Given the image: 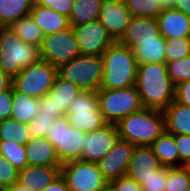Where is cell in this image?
Returning <instances> with one entry per match:
<instances>
[{
	"instance_id": "17",
	"label": "cell",
	"mask_w": 190,
	"mask_h": 191,
	"mask_svg": "<svg viewBox=\"0 0 190 191\" xmlns=\"http://www.w3.org/2000/svg\"><path fill=\"white\" fill-rule=\"evenodd\" d=\"M160 35L156 18L132 17L118 42L132 49L140 41L155 40Z\"/></svg>"
},
{
	"instance_id": "50",
	"label": "cell",
	"mask_w": 190,
	"mask_h": 191,
	"mask_svg": "<svg viewBox=\"0 0 190 191\" xmlns=\"http://www.w3.org/2000/svg\"><path fill=\"white\" fill-rule=\"evenodd\" d=\"M99 191H114V189L112 188V186L107 183L103 188H101Z\"/></svg>"
},
{
	"instance_id": "40",
	"label": "cell",
	"mask_w": 190,
	"mask_h": 191,
	"mask_svg": "<svg viewBox=\"0 0 190 191\" xmlns=\"http://www.w3.org/2000/svg\"><path fill=\"white\" fill-rule=\"evenodd\" d=\"M34 3L48 7L69 17L74 0H34Z\"/></svg>"
},
{
	"instance_id": "31",
	"label": "cell",
	"mask_w": 190,
	"mask_h": 191,
	"mask_svg": "<svg viewBox=\"0 0 190 191\" xmlns=\"http://www.w3.org/2000/svg\"><path fill=\"white\" fill-rule=\"evenodd\" d=\"M0 154L18 170L28 165L26 145H21L16 142L0 141Z\"/></svg>"
},
{
	"instance_id": "30",
	"label": "cell",
	"mask_w": 190,
	"mask_h": 191,
	"mask_svg": "<svg viewBox=\"0 0 190 191\" xmlns=\"http://www.w3.org/2000/svg\"><path fill=\"white\" fill-rule=\"evenodd\" d=\"M30 140L28 126L12 118L0 121V141L16 142L26 145Z\"/></svg>"
},
{
	"instance_id": "35",
	"label": "cell",
	"mask_w": 190,
	"mask_h": 191,
	"mask_svg": "<svg viewBox=\"0 0 190 191\" xmlns=\"http://www.w3.org/2000/svg\"><path fill=\"white\" fill-rule=\"evenodd\" d=\"M170 80L176 85L190 80V55L174 62H165Z\"/></svg>"
},
{
	"instance_id": "26",
	"label": "cell",
	"mask_w": 190,
	"mask_h": 191,
	"mask_svg": "<svg viewBox=\"0 0 190 191\" xmlns=\"http://www.w3.org/2000/svg\"><path fill=\"white\" fill-rule=\"evenodd\" d=\"M81 92L77 85L57 76L48 93L53 97L56 111H61L65 115L71 101Z\"/></svg>"
},
{
	"instance_id": "45",
	"label": "cell",
	"mask_w": 190,
	"mask_h": 191,
	"mask_svg": "<svg viewBox=\"0 0 190 191\" xmlns=\"http://www.w3.org/2000/svg\"><path fill=\"white\" fill-rule=\"evenodd\" d=\"M43 191H69L65 179L60 174L52 183L45 187Z\"/></svg>"
},
{
	"instance_id": "48",
	"label": "cell",
	"mask_w": 190,
	"mask_h": 191,
	"mask_svg": "<svg viewBox=\"0 0 190 191\" xmlns=\"http://www.w3.org/2000/svg\"><path fill=\"white\" fill-rule=\"evenodd\" d=\"M5 191H30L26 187H24L22 184H20L18 181L12 184L10 187H8Z\"/></svg>"
},
{
	"instance_id": "6",
	"label": "cell",
	"mask_w": 190,
	"mask_h": 191,
	"mask_svg": "<svg viewBox=\"0 0 190 191\" xmlns=\"http://www.w3.org/2000/svg\"><path fill=\"white\" fill-rule=\"evenodd\" d=\"M102 56L80 55L58 68V76L82 91H98L103 80Z\"/></svg>"
},
{
	"instance_id": "41",
	"label": "cell",
	"mask_w": 190,
	"mask_h": 191,
	"mask_svg": "<svg viewBox=\"0 0 190 191\" xmlns=\"http://www.w3.org/2000/svg\"><path fill=\"white\" fill-rule=\"evenodd\" d=\"M108 183L112 186L114 191H142V186L127 175L113 179Z\"/></svg>"
},
{
	"instance_id": "44",
	"label": "cell",
	"mask_w": 190,
	"mask_h": 191,
	"mask_svg": "<svg viewBox=\"0 0 190 191\" xmlns=\"http://www.w3.org/2000/svg\"><path fill=\"white\" fill-rule=\"evenodd\" d=\"M174 101L190 107V80L175 85Z\"/></svg>"
},
{
	"instance_id": "5",
	"label": "cell",
	"mask_w": 190,
	"mask_h": 191,
	"mask_svg": "<svg viewBox=\"0 0 190 191\" xmlns=\"http://www.w3.org/2000/svg\"><path fill=\"white\" fill-rule=\"evenodd\" d=\"M99 110L107 123L116 124L122 118L143 108L136 86L97 91Z\"/></svg>"
},
{
	"instance_id": "8",
	"label": "cell",
	"mask_w": 190,
	"mask_h": 191,
	"mask_svg": "<svg viewBox=\"0 0 190 191\" xmlns=\"http://www.w3.org/2000/svg\"><path fill=\"white\" fill-rule=\"evenodd\" d=\"M57 76L58 68L40 60L23 68L13 78L12 86L17 92L39 99L50 91Z\"/></svg>"
},
{
	"instance_id": "37",
	"label": "cell",
	"mask_w": 190,
	"mask_h": 191,
	"mask_svg": "<svg viewBox=\"0 0 190 191\" xmlns=\"http://www.w3.org/2000/svg\"><path fill=\"white\" fill-rule=\"evenodd\" d=\"M18 169L0 154V191L18 181Z\"/></svg>"
},
{
	"instance_id": "20",
	"label": "cell",
	"mask_w": 190,
	"mask_h": 191,
	"mask_svg": "<svg viewBox=\"0 0 190 191\" xmlns=\"http://www.w3.org/2000/svg\"><path fill=\"white\" fill-rule=\"evenodd\" d=\"M28 165L61 166L55 146L47 137H39L26 143Z\"/></svg>"
},
{
	"instance_id": "18",
	"label": "cell",
	"mask_w": 190,
	"mask_h": 191,
	"mask_svg": "<svg viewBox=\"0 0 190 191\" xmlns=\"http://www.w3.org/2000/svg\"><path fill=\"white\" fill-rule=\"evenodd\" d=\"M61 174V166L27 165L18 171V182L30 191H43Z\"/></svg>"
},
{
	"instance_id": "7",
	"label": "cell",
	"mask_w": 190,
	"mask_h": 191,
	"mask_svg": "<svg viewBox=\"0 0 190 191\" xmlns=\"http://www.w3.org/2000/svg\"><path fill=\"white\" fill-rule=\"evenodd\" d=\"M65 117L70 126L86 133L107 124L99 110L97 91H82L77 95L68 106Z\"/></svg>"
},
{
	"instance_id": "15",
	"label": "cell",
	"mask_w": 190,
	"mask_h": 191,
	"mask_svg": "<svg viewBox=\"0 0 190 191\" xmlns=\"http://www.w3.org/2000/svg\"><path fill=\"white\" fill-rule=\"evenodd\" d=\"M132 17L131 11L126 7L125 2L103 0L98 19L102 22L111 38L118 41L124 34Z\"/></svg>"
},
{
	"instance_id": "46",
	"label": "cell",
	"mask_w": 190,
	"mask_h": 191,
	"mask_svg": "<svg viewBox=\"0 0 190 191\" xmlns=\"http://www.w3.org/2000/svg\"><path fill=\"white\" fill-rule=\"evenodd\" d=\"M13 78L0 70V93L12 87Z\"/></svg>"
},
{
	"instance_id": "1",
	"label": "cell",
	"mask_w": 190,
	"mask_h": 191,
	"mask_svg": "<svg viewBox=\"0 0 190 191\" xmlns=\"http://www.w3.org/2000/svg\"><path fill=\"white\" fill-rule=\"evenodd\" d=\"M136 88L143 107L163 111L175 98V84L166 64L148 63L137 66Z\"/></svg>"
},
{
	"instance_id": "51",
	"label": "cell",
	"mask_w": 190,
	"mask_h": 191,
	"mask_svg": "<svg viewBox=\"0 0 190 191\" xmlns=\"http://www.w3.org/2000/svg\"><path fill=\"white\" fill-rule=\"evenodd\" d=\"M113 1H121V2H125L126 0H113Z\"/></svg>"
},
{
	"instance_id": "33",
	"label": "cell",
	"mask_w": 190,
	"mask_h": 191,
	"mask_svg": "<svg viewBox=\"0 0 190 191\" xmlns=\"http://www.w3.org/2000/svg\"><path fill=\"white\" fill-rule=\"evenodd\" d=\"M190 170L187 167H167L166 191H189Z\"/></svg>"
},
{
	"instance_id": "32",
	"label": "cell",
	"mask_w": 190,
	"mask_h": 191,
	"mask_svg": "<svg viewBox=\"0 0 190 191\" xmlns=\"http://www.w3.org/2000/svg\"><path fill=\"white\" fill-rule=\"evenodd\" d=\"M133 17L156 18L164 9L159 0H126Z\"/></svg>"
},
{
	"instance_id": "19",
	"label": "cell",
	"mask_w": 190,
	"mask_h": 191,
	"mask_svg": "<svg viewBox=\"0 0 190 191\" xmlns=\"http://www.w3.org/2000/svg\"><path fill=\"white\" fill-rule=\"evenodd\" d=\"M161 35L166 38H190V17L180 10L164 9L157 17Z\"/></svg>"
},
{
	"instance_id": "29",
	"label": "cell",
	"mask_w": 190,
	"mask_h": 191,
	"mask_svg": "<svg viewBox=\"0 0 190 191\" xmlns=\"http://www.w3.org/2000/svg\"><path fill=\"white\" fill-rule=\"evenodd\" d=\"M10 27L24 43L41 47L44 34L31 14L21 17Z\"/></svg>"
},
{
	"instance_id": "21",
	"label": "cell",
	"mask_w": 190,
	"mask_h": 191,
	"mask_svg": "<svg viewBox=\"0 0 190 191\" xmlns=\"http://www.w3.org/2000/svg\"><path fill=\"white\" fill-rule=\"evenodd\" d=\"M30 14L44 36L55 34L70 27L69 17L36 3L33 4Z\"/></svg>"
},
{
	"instance_id": "27",
	"label": "cell",
	"mask_w": 190,
	"mask_h": 191,
	"mask_svg": "<svg viewBox=\"0 0 190 191\" xmlns=\"http://www.w3.org/2000/svg\"><path fill=\"white\" fill-rule=\"evenodd\" d=\"M103 0H74L69 16L70 26H79L99 18Z\"/></svg>"
},
{
	"instance_id": "34",
	"label": "cell",
	"mask_w": 190,
	"mask_h": 191,
	"mask_svg": "<svg viewBox=\"0 0 190 191\" xmlns=\"http://www.w3.org/2000/svg\"><path fill=\"white\" fill-rule=\"evenodd\" d=\"M166 62L181 60L190 55V38H166Z\"/></svg>"
},
{
	"instance_id": "14",
	"label": "cell",
	"mask_w": 190,
	"mask_h": 191,
	"mask_svg": "<svg viewBox=\"0 0 190 191\" xmlns=\"http://www.w3.org/2000/svg\"><path fill=\"white\" fill-rule=\"evenodd\" d=\"M135 147L129 141L118 138L113 148L97 162L99 170L108 182L126 175Z\"/></svg>"
},
{
	"instance_id": "22",
	"label": "cell",
	"mask_w": 190,
	"mask_h": 191,
	"mask_svg": "<svg viewBox=\"0 0 190 191\" xmlns=\"http://www.w3.org/2000/svg\"><path fill=\"white\" fill-rule=\"evenodd\" d=\"M165 131L172 135H190V107L173 101L163 111Z\"/></svg>"
},
{
	"instance_id": "16",
	"label": "cell",
	"mask_w": 190,
	"mask_h": 191,
	"mask_svg": "<svg viewBox=\"0 0 190 191\" xmlns=\"http://www.w3.org/2000/svg\"><path fill=\"white\" fill-rule=\"evenodd\" d=\"M161 167L162 165L149 146H136L126 175L142 186Z\"/></svg>"
},
{
	"instance_id": "11",
	"label": "cell",
	"mask_w": 190,
	"mask_h": 191,
	"mask_svg": "<svg viewBox=\"0 0 190 191\" xmlns=\"http://www.w3.org/2000/svg\"><path fill=\"white\" fill-rule=\"evenodd\" d=\"M61 175L69 191H99L108 183L97 163L81 159L62 164Z\"/></svg>"
},
{
	"instance_id": "39",
	"label": "cell",
	"mask_w": 190,
	"mask_h": 191,
	"mask_svg": "<svg viewBox=\"0 0 190 191\" xmlns=\"http://www.w3.org/2000/svg\"><path fill=\"white\" fill-rule=\"evenodd\" d=\"M176 147L180 156V167H187L190 164V135H175Z\"/></svg>"
},
{
	"instance_id": "23",
	"label": "cell",
	"mask_w": 190,
	"mask_h": 191,
	"mask_svg": "<svg viewBox=\"0 0 190 191\" xmlns=\"http://www.w3.org/2000/svg\"><path fill=\"white\" fill-rule=\"evenodd\" d=\"M166 39L160 35L155 40L140 41L132 48L137 65L166 62Z\"/></svg>"
},
{
	"instance_id": "49",
	"label": "cell",
	"mask_w": 190,
	"mask_h": 191,
	"mask_svg": "<svg viewBox=\"0 0 190 191\" xmlns=\"http://www.w3.org/2000/svg\"><path fill=\"white\" fill-rule=\"evenodd\" d=\"M174 1L175 0H159L163 9L174 8Z\"/></svg>"
},
{
	"instance_id": "28",
	"label": "cell",
	"mask_w": 190,
	"mask_h": 191,
	"mask_svg": "<svg viewBox=\"0 0 190 191\" xmlns=\"http://www.w3.org/2000/svg\"><path fill=\"white\" fill-rule=\"evenodd\" d=\"M34 0H0V23L10 27L21 17L30 14Z\"/></svg>"
},
{
	"instance_id": "12",
	"label": "cell",
	"mask_w": 190,
	"mask_h": 191,
	"mask_svg": "<svg viewBox=\"0 0 190 191\" xmlns=\"http://www.w3.org/2000/svg\"><path fill=\"white\" fill-rule=\"evenodd\" d=\"M73 30L81 55L102 56L106 49L114 42L99 19L74 26Z\"/></svg>"
},
{
	"instance_id": "42",
	"label": "cell",
	"mask_w": 190,
	"mask_h": 191,
	"mask_svg": "<svg viewBox=\"0 0 190 191\" xmlns=\"http://www.w3.org/2000/svg\"><path fill=\"white\" fill-rule=\"evenodd\" d=\"M13 103V86L0 93V121L10 118Z\"/></svg>"
},
{
	"instance_id": "9",
	"label": "cell",
	"mask_w": 190,
	"mask_h": 191,
	"mask_svg": "<svg viewBox=\"0 0 190 191\" xmlns=\"http://www.w3.org/2000/svg\"><path fill=\"white\" fill-rule=\"evenodd\" d=\"M87 135L70 126L65 116L56 118L47 132V139L55 146L60 164L81 159L82 144Z\"/></svg>"
},
{
	"instance_id": "2",
	"label": "cell",
	"mask_w": 190,
	"mask_h": 191,
	"mask_svg": "<svg viewBox=\"0 0 190 191\" xmlns=\"http://www.w3.org/2000/svg\"><path fill=\"white\" fill-rule=\"evenodd\" d=\"M102 89H121L135 86L137 62L133 51L114 41L102 54Z\"/></svg>"
},
{
	"instance_id": "13",
	"label": "cell",
	"mask_w": 190,
	"mask_h": 191,
	"mask_svg": "<svg viewBox=\"0 0 190 191\" xmlns=\"http://www.w3.org/2000/svg\"><path fill=\"white\" fill-rule=\"evenodd\" d=\"M118 138L117 126L111 123L87 133L84 143L81 145V160L97 163L113 148Z\"/></svg>"
},
{
	"instance_id": "38",
	"label": "cell",
	"mask_w": 190,
	"mask_h": 191,
	"mask_svg": "<svg viewBox=\"0 0 190 191\" xmlns=\"http://www.w3.org/2000/svg\"><path fill=\"white\" fill-rule=\"evenodd\" d=\"M167 166H162L142 185V191H166Z\"/></svg>"
},
{
	"instance_id": "36",
	"label": "cell",
	"mask_w": 190,
	"mask_h": 191,
	"mask_svg": "<svg viewBox=\"0 0 190 191\" xmlns=\"http://www.w3.org/2000/svg\"><path fill=\"white\" fill-rule=\"evenodd\" d=\"M56 118L58 117H52V115L39 112L36 117L27 125L30 140L39 137H47V132L54 124Z\"/></svg>"
},
{
	"instance_id": "43",
	"label": "cell",
	"mask_w": 190,
	"mask_h": 191,
	"mask_svg": "<svg viewBox=\"0 0 190 191\" xmlns=\"http://www.w3.org/2000/svg\"><path fill=\"white\" fill-rule=\"evenodd\" d=\"M39 112L52 115V117L65 116L61 111H56V105L54 104L53 97L47 93L39 98Z\"/></svg>"
},
{
	"instance_id": "10",
	"label": "cell",
	"mask_w": 190,
	"mask_h": 191,
	"mask_svg": "<svg viewBox=\"0 0 190 191\" xmlns=\"http://www.w3.org/2000/svg\"><path fill=\"white\" fill-rule=\"evenodd\" d=\"M81 55L73 27L43 37L40 47L41 60L59 68Z\"/></svg>"
},
{
	"instance_id": "3",
	"label": "cell",
	"mask_w": 190,
	"mask_h": 191,
	"mask_svg": "<svg viewBox=\"0 0 190 191\" xmlns=\"http://www.w3.org/2000/svg\"><path fill=\"white\" fill-rule=\"evenodd\" d=\"M119 138L135 146H149L165 130L161 110L143 107L116 123Z\"/></svg>"
},
{
	"instance_id": "4",
	"label": "cell",
	"mask_w": 190,
	"mask_h": 191,
	"mask_svg": "<svg viewBox=\"0 0 190 191\" xmlns=\"http://www.w3.org/2000/svg\"><path fill=\"white\" fill-rule=\"evenodd\" d=\"M41 60L40 48L24 43L11 27L0 29V70L14 78L19 72Z\"/></svg>"
},
{
	"instance_id": "25",
	"label": "cell",
	"mask_w": 190,
	"mask_h": 191,
	"mask_svg": "<svg viewBox=\"0 0 190 191\" xmlns=\"http://www.w3.org/2000/svg\"><path fill=\"white\" fill-rule=\"evenodd\" d=\"M39 110V99L17 92L13 88V103L10 118L28 125L39 113Z\"/></svg>"
},
{
	"instance_id": "47",
	"label": "cell",
	"mask_w": 190,
	"mask_h": 191,
	"mask_svg": "<svg viewBox=\"0 0 190 191\" xmlns=\"http://www.w3.org/2000/svg\"><path fill=\"white\" fill-rule=\"evenodd\" d=\"M174 9L180 10L186 16L190 17V0H175Z\"/></svg>"
},
{
	"instance_id": "24",
	"label": "cell",
	"mask_w": 190,
	"mask_h": 191,
	"mask_svg": "<svg viewBox=\"0 0 190 191\" xmlns=\"http://www.w3.org/2000/svg\"><path fill=\"white\" fill-rule=\"evenodd\" d=\"M149 147L158 158L162 166L170 168L180 167V156L176 147L175 135L164 130Z\"/></svg>"
}]
</instances>
